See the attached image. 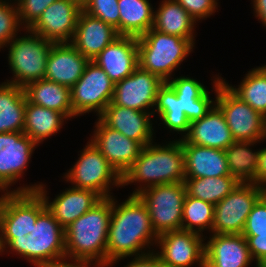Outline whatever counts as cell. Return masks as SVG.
Segmentation results:
<instances>
[{"instance_id": "obj_28", "label": "cell", "mask_w": 266, "mask_h": 267, "mask_svg": "<svg viewBox=\"0 0 266 267\" xmlns=\"http://www.w3.org/2000/svg\"><path fill=\"white\" fill-rule=\"evenodd\" d=\"M26 102L24 88L0 84V133L23 132Z\"/></svg>"}, {"instance_id": "obj_21", "label": "cell", "mask_w": 266, "mask_h": 267, "mask_svg": "<svg viewBox=\"0 0 266 267\" xmlns=\"http://www.w3.org/2000/svg\"><path fill=\"white\" fill-rule=\"evenodd\" d=\"M89 62L71 43H53L44 79L72 88Z\"/></svg>"}, {"instance_id": "obj_18", "label": "cell", "mask_w": 266, "mask_h": 267, "mask_svg": "<svg viewBox=\"0 0 266 267\" xmlns=\"http://www.w3.org/2000/svg\"><path fill=\"white\" fill-rule=\"evenodd\" d=\"M153 114L122 107L110 102L98 117L107 127L137 141L143 147L153 142Z\"/></svg>"}, {"instance_id": "obj_14", "label": "cell", "mask_w": 266, "mask_h": 267, "mask_svg": "<svg viewBox=\"0 0 266 267\" xmlns=\"http://www.w3.org/2000/svg\"><path fill=\"white\" fill-rule=\"evenodd\" d=\"M164 83L156 75L138 66L131 75L115 83L111 102L153 114V111H149L150 107H155L158 90Z\"/></svg>"}, {"instance_id": "obj_43", "label": "cell", "mask_w": 266, "mask_h": 267, "mask_svg": "<svg viewBox=\"0 0 266 267\" xmlns=\"http://www.w3.org/2000/svg\"><path fill=\"white\" fill-rule=\"evenodd\" d=\"M252 183L266 192V148L259 150L256 178Z\"/></svg>"}, {"instance_id": "obj_8", "label": "cell", "mask_w": 266, "mask_h": 267, "mask_svg": "<svg viewBox=\"0 0 266 267\" xmlns=\"http://www.w3.org/2000/svg\"><path fill=\"white\" fill-rule=\"evenodd\" d=\"M65 181L77 189H88L102 198H110L112 185L122 187V176L101 154L100 150L89 141L78 161L64 175Z\"/></svg>"}, {"instance_id": "obj_27", "label": "cell", "mask_w": 266, "mask_h": 267, "mask_svg": "<svg viewBox=\"0 0 266 267\" xmlns=\"http://www.w3.org/2000/svg\"><path fill=\"white\" fill-rule=\"evenodd\" d=\"M154 11L153 29L164 34L190 39L194 43L196 21L175 0H163Z\"/></svg>"}, {"instance_id": "obj_4", "label": "cell", "mask_w": 266, "mask_h": 267, "mask_svg": "<svg viewBox=\"0 0 266 267\" xmlns=\"http://www.w3.org/2000/svg\"><path fill=\"white\" fill-rule=\"evenodd\" d=\"M111 211L112 197L103 198L64 229L66 258L106 264Z\"/></svg>"}, {"instance_id": "obj_44", "label": "cell", "mask_w": 266, "mask_h": 267, "mask_svg": "<svg viewBox=\"0 0 266 267\" xmlns=\"http://www.w3.org/2000/svg\"><path fill=\"white\" fill-rule=\"evenodd\" d=\"M67 260L68 258L60 259L52 267H90L91 265H93L94 267H106V264L97 261L93 263L92 260L69 259V262Z\"/></svg>"}, {"instance_id": "obj_12", "label": "cell", "mask_w": 266, "mask_h": 267, "mask_svg": "<svg viewBox=\"0 0 266 267\" xmlns=\"http://www.w3.org/2000/svg\"><path fill=\"white\" fill-rule=\"evenodd\" d=\"M44 186L43 184H31V186L18 187L12 192L38 191L45 201L46 208L64 229L103 199L92 190L70 187L58 196L56 195V198L50 202Z\"/></svg>"}, {"instance_id": "obj_32", "label": "cell", "mask_w": 266, "mask_h": 267, "mask_svg": "<svg viewBox=\"0 0 266 267\" xmlns=\"http://www.w3.org/2000/svg\"><path fill=\"white\" fill-rule=\"evenodd\" d=\"M257 142L234 141L224 151L226 153L230 175L240 183H252L256 178L258 167V151H252Z\"/></svg>"}, {"instance_id": "obj_3", "label": "cell", "mask_w": 266, "mask_h": 267, "mask_svg": "<svg viewBox=\"0 0 266 267\" xmlns=\"http://www.w3.org/2000/svg\"><path fill=\"white\" fill-rule=\"evenodd\" d=\"M184 179V152L181 139H177L163 146L150 143L143 147L138 158L122 176V186L140 183L132 193L137 195L148 187L184 182Z\"/></svg>"}, {"instance_id": "obj_37", "label": "cell", "mask_w": 266, "mask_h": 267, "mask_svg": "<svg viewBox=\"0 0 266 267\" xmlns=\"http://www.w3.org/2000/svg\"><path fill=\"white\" fill-rule=\"evenodd\" d=\"M82 10L113 26L120 35L118 0H89Z\"/></svg>"}, {"instance_id": "obj_30", "label": "cell", "mask_w": 266, "mask_h": 267, "mask_svg": "<svg viewBox=\"0 0 266 267\" xmlns=\"http://www.w3.org/2000/svg\"><path fill=\"white\" fill-rule=\"evenodd\" d=\"M120 35L139 37L153 28L154 10L149 0H118Z\"/></svg>"}, {"instance_id": "obj_29", "label": "cell", "mask_w": 266, "mask_h": 267, "mask_svg": "<svg viewBox=\"0 0 266 267\" xmlns=\"http://www.w3.org/2000/svg\"><path fill=\"white\" fill-rule=\"evenodd\" d=\"M67 118L60 112L30 103L25 107V133L37 145L61 129Z\"/></svg>"}, {"instance_id": "obj_42", "label": "cell", "mask_w": 266, "mask_h": 267, "mask_svg": "<svg viewBox=\"0 0 266 267\" xmlns=\"http://www.w3.org/2000/svg\"><path fill=\"white\" fill-rule=\"evenodd\" d=\"M154 249L141 256H135L134 259L124 267H165L157 253L153 252Z\"/></svg>"}, {"instance_id": "obj_36", "label": "cell", "mask_w": 266, "mask_h": 267, "mask_svg": "<svg viewBox=\"0 0 266 267\" xmlns=\"http://www.w3.org/2000/svg\"><path fill=\"white\" fill-rule=\"evenodd\" d=\"M15 5V2L12 5L9 0H0V49L6 47L21 31L18 7Z\"/></svg>"}, {"instance_id": "obj_2", "label": "cell", "mask_w": 266, "mask_h": 267, "mask_svg": "<svg viewBox=\"0 0 266 267\" xmlns=\"http://www.w3.org/2000/svg\"><path fill=\"white\" fill-rule=\"evenodd\" d=\"M157 240L158 236L152 228L148 209L138 195L130 194L121 204H117L112 196L106 267L119 263L123 258L151 252V250L146 252V249H150L154 244L156 246Z\"/></svg>"}, {"instance_id": "obj_35", "label": "cell", "mask_w": 266, "mask_h": 267, "mask_svg": "<svg viewBox=\"0 0 266 267\" xmlns=\"http://www.w3.org/2000/svg\"><path fill=\"white\" fill-rule=\"evenodd\" d=\"M215 205L186 194L183 204L181 230L193 231L203 235L204 230L211 232Z\"/></svg>"}, {"instance_id": "obj_40", "label": "cell", "mask_w": 266, "mask_h": 267, "mask_svg": "<svg viewBox=\"0 0 266 267\" xmlns=\"http://www.w3.org/2000/svg\"><path fill=\"white\" fill-rule=\"evenodd\" d=\"M195 20L205 19L216 12L217 0H175Z\"/></svg>"}, {"instance_id": "obj_46", "label": "cell", "mask_w": 266, "mask_h": 267, "mask_svg": "<svg viewBox=\"0 0 266 267\" xmlns=\"http://www.w3.org/2000/svg\"><path fill=\"white\" fill-rule=\"evenodd\" d=\"M75 3H77L81 8H83L85 6V4L89 1V0H71Z\"/></svg>"}, {"instance_id": "obj_13", "label": "cell", "mask_w": 266, "mask_h": 267, "mask_svg": "<svg viewBox=\"0 0 266 267\" xmlns=\"http://www.w3.org/2000/svg\"><path fill=\"white\" fill-rule=\"evenodd\" d=\"M193 231L177 230L158 236L157 247L162 264L165 267H190L195 262L205 267V238ZM204 239V240H203Z\"/></svg>"}, {"instance_id": "obj_45", "label": "cell", "mask_w": 266, "mask_h": 267, "mask_svg": "<svg viewBox=\"0 0 266 267\" xmlns=\"http://www.w3.org/2000/svg\"><path fill=\"white\" fill-rule=\"evenodd\" d=\"M255 16L266 26V0H253Z\"/></svg>"}, {"instance_id": "obj_10", "label": "cell", "mask_w": 266, "mask_h": 267, "mask_svg": "<svg viewBox=\"0 0 266 267\" xmlns=\"http://www.w3.org/2000/svg\"><path fill=\"white\" fill-rule=\"evenodd\" d=\"M265 191L254 183H239L214 208L212 234H242L247 217Z\"/></svg>"}, {"instance_id": "obj_11", "label": "cell", "mask_w": 266, "mask_h": 267, "mask_svg": "<svg viewBox=\"0 0 266 267\" xmlns=\"http://www.w3.org/2000/svg\"><path fill=\"white\" fill-rule=\"evenodd\" d=\"M115 84L94 61H90L81 78L71 88V104L75 116L91 111L99 117L112 101Z\"/></svg>"}, {"instance_id": "obj_26", "label": "cell", "mask_w": 266, "mask_h": 267, "mask_svg": "<svg viewBox=\"0 0 266 267\" xmlns=\"http://www.w3.org/2000/svg\"><path fill=\"white\" fill-rule=\"evenodd\" d=\"M27 100L35 105L52 109L68 118L75 117L71 104V88L41 79L24 88Z\"/></svg>"}, {"instance_id": "obj_47", "label": "cell", "mask_w": 266, "mask_h": 267, "mask_svg": "<svg viewBox=\"0 0 266 267\" xmlns=\"http://www.w3.org/2000/svg\"><path fill=\"white\" fill-rule=\"evenodd\" d=\"M259 68H260V69L264 72V74L266 75V65L260 66Z\"/></svg>"}, {"instance_id": "obj_16", "label": "cell", "mask_w": 266, "mask_h": 267, "mask_svg": "<svg viewBox=\"0 0 266 267\" xmlns=\"http://www.w3.org/2000/svg\"><path fill=\"white\" fill-rule=\"evenodd\" d=\"M81 10L71 0H56L28 29L52 43H71Z\"/></svg>"}, {"instance_id": "obj_25", "label": "cell", "mask_w": 266, "mask_h": 267, "mask_svg": "<svg viewBox=\"0 0 266 267\" xmlns=\"http://www.w3.org/2000/svg\"><path fill=\"white\" fill-rule=\"evenodd\" d=\"M167 83L175 90L190 123L204 117L215 104L205 86L194 78L180 76Z\"/></svg>"}, {"instance_id": "obj_41", "label": "cell", "mask_w": 266, "mask_h": 267, "mask_svg": "<svg viewBox=\"0 0 266 267\" xmlns=\"http://www.w3.org/2000/svg\"><path fill=\"white\" fill-rule=\"evenodd\" d=\"M247 240L250 255L256 261V267H266V232L242 233Z\"/></svg>"}, {"instance_id": "obj_24", "label": "cell", "mask_w": 266, "mask_h": 267, "mask_svg": "<svg viewBox=\"0 0 266 267\" xmlns=\"http://www.w3.org/2000/svg\"><path fill=\"white\" fill-rule=\"evenodd\" d=\"M185 178L219 177L230 175L224 150L182 144Z\"/></svg>"}, {"instance_id": "obj_34", "label": "cell", "mask_w": 266, "mask_h": 267, "mask_svg": "<svg viewBox=\"0 0 266 267\" xmlns=\"http://www.w3.org/2000/svg\"><path fill=\"white\" fill-rule=\"evenodd\" d=\"M245 75L238 88L228 85L224 78L222 81L236 96L266 117V75L259 67Z\"/></svg>"}, {"instance_id": "obj_9", "label": "cell", "mask_w": 266, "mask_h": 267, "mask_svg": "<svg viewBox=\"0 0 266 267\" xmlns=\"http://www.w3.org/2000/svg\"><path fill=\"white\" fill-rule=\"evenodd\" d=\"M137 195L148 209L152 228L157 236L181 230L186 197L184 182L151 186Z\"/></svg>"}, {"instance_id": "obj_15", "label": "cell", "mask_w": 266, "mask_h": 267, "mask_svg": "<svg viewBox=\"0 0 266 267\" xmlns=\"http://www.w3.org/2000/svg\"><path fill=\"white\" fill-rule=\"evenodd\" d=\"M36 146L23 132L0 133V191L12 192L8 188L23 176Z\"/></svg>"}, {"instance_id": "obj_20", "label": "cell", "mask_w": 266, "mask_h": 267, "mask_svg": "<svg viewBox=\"0 0 266 267\" xmlns=\"http://www.w3.org/2000/svg\"><path fill=\"white\" fill-rule=\"evenodd\" d=\"M204 255L205 267H248L254 261L242 234H211Z\"/></svg>"}, {"instance_id": "obj_17", "label": "cell", "mask_w": 266, "mask_h": 267, "mask_svg": "<svg viewBox=\"0 0 266 267\" xmlns=\"http://www.w3.org/2000/svg\"><path fill=\"white\" fill-rule=\"evenodd\" d=\"M90 141L101 154L123 176L140 155L143 146L135 140L125 137L119 131L107 127L99 118Z\"/></svg>"}, {"instance_id": "obj_23", "label": "cell", "mask_w": 266, "mask_h": 267, "mask_svg": "<svg viewBox=\"0 0 266 267\" xmlns=\"http://www.w3.org/2000/svg\"><path fill=\"white\" fill-rule=\"evenodd\" d=\"M119 36L113 26L81 10L71 44L92 61Z\"/></svg>"}, {"instance_id": "obj_19", "label": "cell", "mask_w": 266, "mask_h": 267, "mask_svg": "<svg viewBox=\"0 0 266 267\" xmlns=\"http://www.w3.org/2000/svg\"><path fill=\"white\" fill-rule=\"evenodd\" d=\"M92 61L104 70L114 84L121 81L139 66L137 37L120 35Z\"/></svg>"}, {"instance_id": "obj_33", "label": "cell", "mask_w": 266, "mask_h": 267, "mask_svg": "<svg viewBox=\"0 0 266 267\" xmlns=\"http://www.w3.org/2000/svg\"><path fill=\"white\" fill-rule=\"evenodd\" d=\"M240 182L233 176L185 178L188 196L216 205L230 194Z\"/></svg>"}, {"instance_id": "obj_31", "label": "cell", "mask_w": 266, "mask_h": 267, "mask_svg": "<svg viewBox=\"0 0 266 267\" xmlns=\"http://www.w3.org/2000/svg\"><path fill=\"white\" fill-rule=\"evenodd\" d=\"M156 108V109H155ZM153 115L158 116L170 131L184 134L183 139L189 132L190 122L185 113L181 110V101L175 90L165 82L158 90Z\"/></svg>"}, {"instance_id": "obj_1", "label": "cell", "mask_w": 266, "mask_h": 267, "mask_svg": "<svg viewBox=\"0 0 266 267\" xmlns=\"http://www.w3.org/2000/svg\"><path fill=\"white\" fill-rule=\"evenodd\" d=\"M6 247L35 267H52L66 258L64 228L38 191L1 194L0 254Z\"/></svg>"}, {"instance_id": "obj_6", "label": "cell", "mask_w": 266, "mask_h": 267, "mask_svg": "<svg viewBox=\"0 0 266 267\" xmlns=\"http://www.w3.org/2000/svg\"><path fill=\"white\" fill-rule=\"evenodd\" d=\"M28 35L14 37L9 46L8 63L13 77L6 83L25 88L28 84L44 79L47 58L53 43L29 29Z\"/></svg>"}, {"instance_id": "obj_7", "label": "cell", "mask_w": 266, "mask_h": 267, "mask_svg": "<svg viewBox=\"0 0 266 267\" xmlns=\"http://www.w3.org/2000/svg\"><path fill=\"white\" fill-rule=\"evenodd\" d=\"M215 104L224 114L235 141L259 142L266 139V117L236 96L219 75L214 78Z\"/></svg>"}, {"instance_id": "obj_5", "label": "cell", "mask_w": 266, "mask_h": 267, "mask_svg": "<svg viewBox=\"0 0 266 267\" xmlns=\"http://www.w3.org/2000/svg\"><path fill=\"white\" fill-rule=\"evenodd\" d=\"M138 63L146 71L168 82L172 73L193 51L190 39L164 34L151 28L137 37Z\"/></svg>"}, {"instance_id": "obj_39", "label": "cell", "mask_w": 266, "mask_h": 267, "mask_svg": "<svg viewBox=\"0 0 266 267\" xmlns=\"http://www.w3.org/2000/svg\"><path fill=\"white\" fill-rule=\"evenodd\" d=\"M266 232V192L257 200L250 211L242 233Z\"/></svg>"}, {"instance_id": "obj_22", "label": "cell", "mask_w": 266, "mask_h": 267, "mask_svg": "<svg viewBox=\"0 0 266 267\" xmlns=\"http://www.w3.org/2000/svg\"><path fill=\"white\" fill-rule=\"evenodd\" d=\"M234 141L224 114L214 104L204 117L190 123L189 132L181 139V144H195L225 150Z\"/></svg>"}, {"instance_id": "obj_38", "label": "cell", "mask_w": 266, "mask_h": 267, "mask_svg": "<svg viewBox=\"0 0 266 267\" xmlns=\"http://www.w3.org/2000/svg\"><path fill=\"white\" fill-rule=\"evenodd\" d=\"M54 1L56 0H19L16 5L20 23L24 25L23 30L28 29Z\"/></svg>"}]
</instances>
